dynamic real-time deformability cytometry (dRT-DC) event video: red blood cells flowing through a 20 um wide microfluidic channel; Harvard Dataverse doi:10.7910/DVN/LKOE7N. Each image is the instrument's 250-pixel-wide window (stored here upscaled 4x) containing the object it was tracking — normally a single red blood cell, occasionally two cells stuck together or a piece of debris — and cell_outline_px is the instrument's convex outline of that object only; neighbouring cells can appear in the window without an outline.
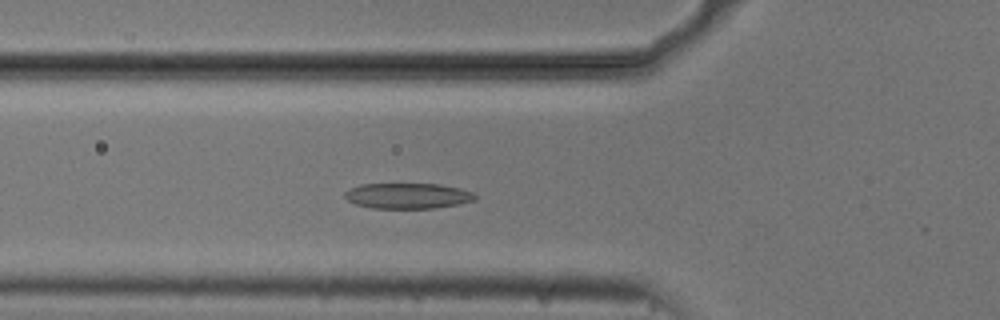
{"species": "common noctule bat (a hibernating species)", "species_latin": "Nyctalus noctula", "temperature_condition": "cold", "stored_images_in_passage": 52, "camera_frame_rate_fps": 3000, "um_per_image_px": 0.085, "animal": {"sex": "male", "body_mass_g": 20.5, "forearm_length_mm": 52.5}, "frame": {"image": 1, "passage_image": 17, "time_ms": 5.333, "image_size_px": [1000, 320], "cell_outline_px": [[476, 200], [460, 204], [436, 208], [372, 208], [356, 204], [348, 200], [344, 196], [344, 192], [348, 188], [360, 184], [440, 184], [460, 188], [472, 192], [476, 196]], "centroid_in_image_um": [34.66, 16.64], "position_along_channel_um": 91.1, "area_um2": 19.54}}
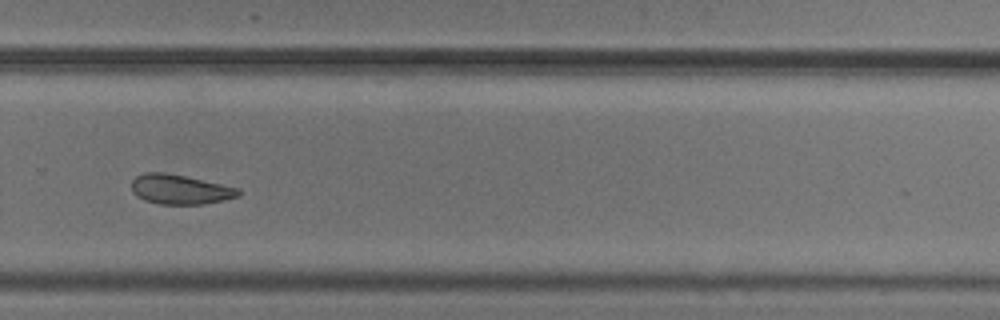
{"frame": {"image": 2, "passage_image": 35, "time_ms": 11.333, "image_size_px": [1000, 320], "cell_outline_px": [[244, 192], [240, 196], [224, 200], [200, 204], [160, 204], [144, 200], [136, 196], [132, 192], [132, 180], [136, 176], [144, 172], [164, 172], [184, 176], [240, 188]], "centroid_in_image_um": [15.32, 16.1], "position_along_channel_um": 314.5, "area_um2": 18.55}}
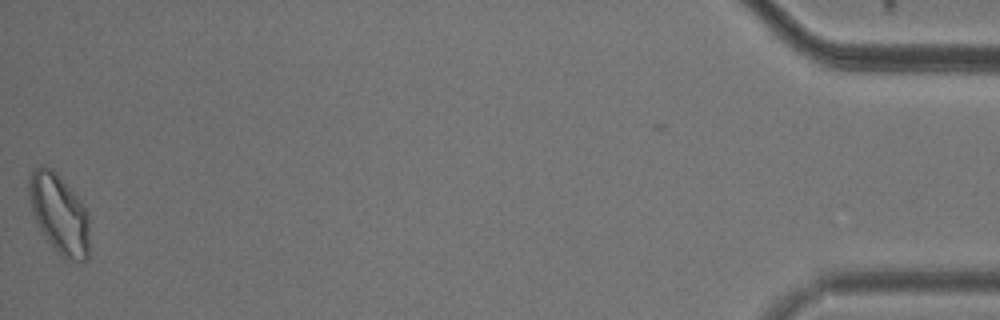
{"frame": {"image": 3, "passage_image": 52, "time_ms": 17.0, "image_size_px": [1000, 320], "cell_outline_px": [[88, 260], [84, 264], [64, 260], [60, 256], [48, 240], [40, 228], [32, 212], [28, 196], [28, 176], [32, 168], [44, 164], [52, 168], [56, 172], [80, 200], [88, 212]], "centroid_in_image_um": [5.02, 18.18], "position_along_channel_um": 430.2, "area_um2": 28.5}, "authors_computed_cell_mechanics": {"area_um2": 20.1144, "velocity_mm_per_s": 3.7187, "shape_relaxation_time_tau1_ms": 4.8648, "shape_relaxation_time_tau2_ms": 7.3749, "deformation_change_tau1": 0.1218, "deformation_change_tau2": 0.1418}}